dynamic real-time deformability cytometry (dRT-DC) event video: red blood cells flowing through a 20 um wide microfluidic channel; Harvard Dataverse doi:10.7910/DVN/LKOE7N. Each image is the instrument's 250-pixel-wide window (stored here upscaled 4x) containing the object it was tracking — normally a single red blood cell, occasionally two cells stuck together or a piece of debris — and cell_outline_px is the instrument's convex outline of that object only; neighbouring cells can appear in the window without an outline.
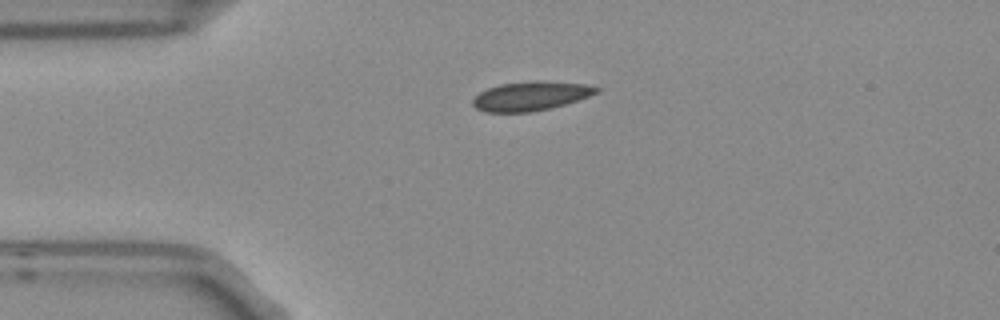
{"species": "Egyptian fruit bat (a non-hibernating species)", "species_latin": "Rousettus aegyptiacus", "temperature_condition": "room temperature", "stored_images_in_passage": 8, "camera_frame_rate_fps": 3000, "um_per_image_px": 0.085, "frame": {"image": 1, "passage_image": 1, "time_ms": 0.0, "image_size_px": [1000, 320], "cell_outline_px": [[600, 92], [564, 104], [532, 112], [484, 112], [476, 108], [472, 104], [472, 100], [480, 92], [488, 88], [500, 84], [532, 80], [544, 80], [588, 84], [600, 88]], "centroid_in_image_um": [45.12, 8.14], "position_along_channel_um": 39.9, "area_um2": 21.1}}
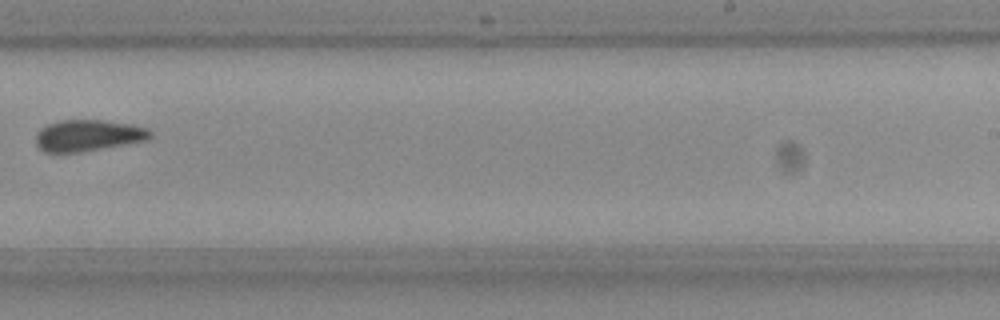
{"frame": {"image": 2, "passage_image": 7, "time_ms": 2.0, "image_size_px": [1000, 320], "cell_outline_px": [[152, 136], [144, 140], [124, 144], [76, 152], [44, 152], [36, 144], [36, 136], [40, 128], [56, 120], [100, 120], [132, 124], [148, 128], [152, 132]], "centroid_in_image_um": [7.46, 11.49], "position_along_channel_um": 281.5, "area_um2": 20.69}}
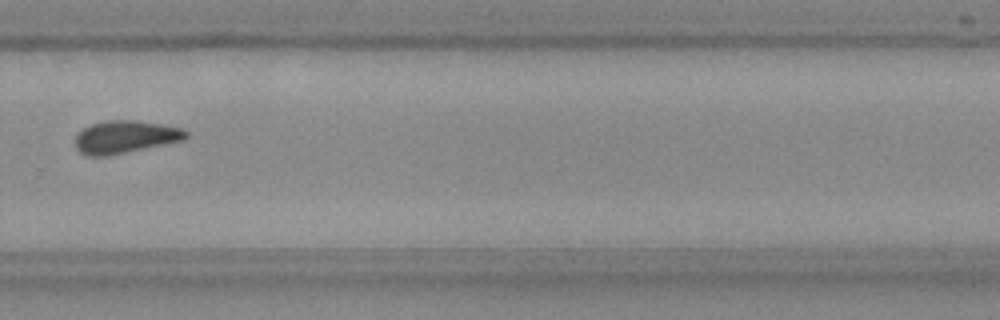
{"frame": {"image": 3, "passage_image": 8, "time_ms": 2.333, "image_size_px": [1000, 320], "cell_outline_px": [[188, 136], [184, 140], [108, 156], [88, 156], [80, 152], [76, 148], [76, 136], [84, 128], [92, 124], [108, 120], [136, 120], [184, 128], [188, 132]], "centroid_in_image_um": [10.67, 11.64], "position_along_channel_um": 319.1, "area_um2": 20.98}}